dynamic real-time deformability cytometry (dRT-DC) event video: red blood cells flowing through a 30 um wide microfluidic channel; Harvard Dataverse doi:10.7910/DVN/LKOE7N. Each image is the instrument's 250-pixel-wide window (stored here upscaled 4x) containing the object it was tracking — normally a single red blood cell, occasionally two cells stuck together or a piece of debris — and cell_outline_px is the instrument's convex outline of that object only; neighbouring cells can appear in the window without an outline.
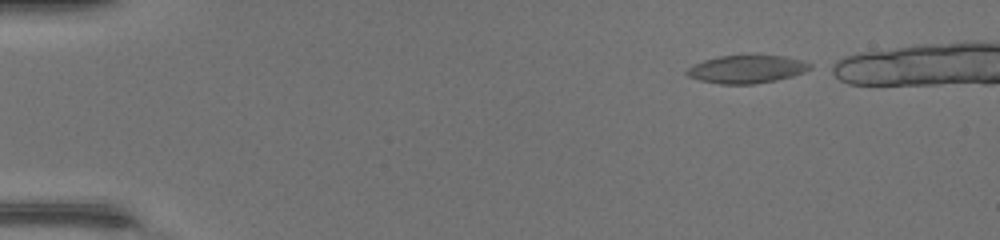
{"species": "common noctule bat (a hibernating species)", "species_latin": "Nyctalus noctula", "temperature_condition": "warm", "stored_images_in_passage": 36, "camera_frame_rate_fps": 3000, "um_per_image_px": 0.085, "animal": {"sex": "female", "body_mass_g": 17.0, "forearm_length_mm": 48.0}, "frame": {"image": 1, "passage_image": 1, "time_ms": 0.0, "image_size_px": [1000, 240], "cell_outline_px": [[812, 68], [804, 72], [792, 76], [776, 80], [752, 84], [720, 84], [700, 80], [688, 76], [684, 72], [688, 68], [704, 60], [720, 56], [784, 56], [800, 60], [812, 64]], "centroid_in_image_um": [63.47, 5.89], "position_along_channel_um": 21.5, "area_um2": 19.77}}
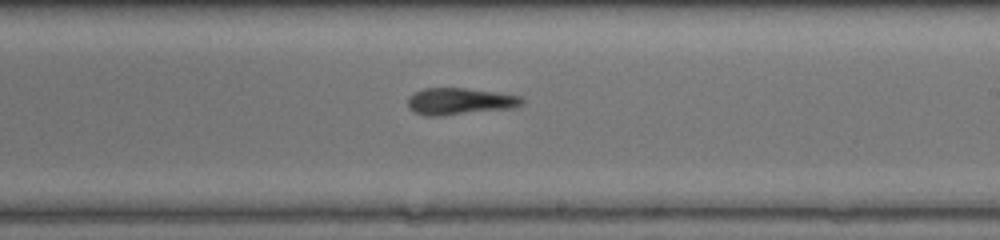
{"frame": {"image": 2, "passage_image": 24, "time_ms": 7.667, "image_size_px": [1000, 240], "cell_outline_px": [[524, 104], [512, 108], [440, 116], [424, 116], [408, 108], [408, 100], [416, 92], [424, 88], [464, 88], [520, 96], [524, 100]], "centroid_in_image_um": [39.08, 8.62], "position_along_channel_um": 249.9, "area_um2": 17.57}}
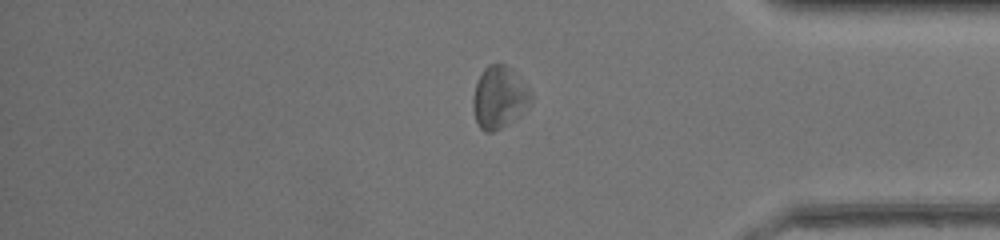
{"frame": {"image": 3, "passage_image": 35, "time_ms": 11.333, "image_size_px": [1000, 240], "cell_outline_px": [[532, 100], [528, 108], [500, 128], [492, 132], [484, 132], [480, 128], [476, 120], [472, 108], [472, 100], [476, 84], [484, 68], [488, 64], [504, 64], [532, 92]], "centroid_in_image_um": [42.41, 8.3], "position_along_channel_um": 392.8, "area_um2": 20.52}}